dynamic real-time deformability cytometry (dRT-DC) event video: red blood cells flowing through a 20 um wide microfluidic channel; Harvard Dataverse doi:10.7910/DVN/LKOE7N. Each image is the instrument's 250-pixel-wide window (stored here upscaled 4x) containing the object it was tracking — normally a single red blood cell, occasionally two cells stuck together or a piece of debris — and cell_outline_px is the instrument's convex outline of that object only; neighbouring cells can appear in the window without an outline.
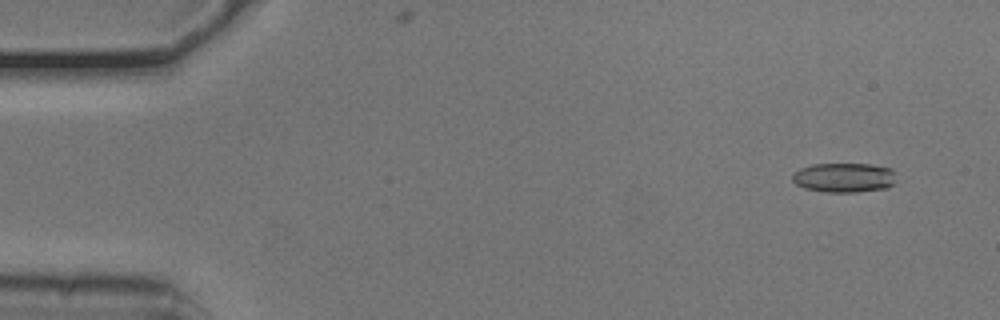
{"species": "common noctule bat (a hibernating species)", "species_latin": "Nyctalus noctula", "temperature_condition": "cold", "stored_images_in_passage": 54, "camera_frame_rate_fps": 3000, "um_per_image_px": 0.085, "animal": {"sex": "male", "body_mass_g": 20.5, "forearm_length_mm": 52.5}, "frame": {"image": 1, "passage_image": 4, "time_ms": 1.0, "image_size_px": [1000, 320], "cell_outline_px": [[896, 172], [892, 184], [888, 188], [856, 192], [824, 192], [804, 188], [796, 184], [792, 180], [792, 172], [800, 168], [812, 164], [872, 164], [892, 168]], "centroid_in_image_um": [71.73, 15.09], "position_along_channel_um": 13.3, "area_um2": 18.09}}
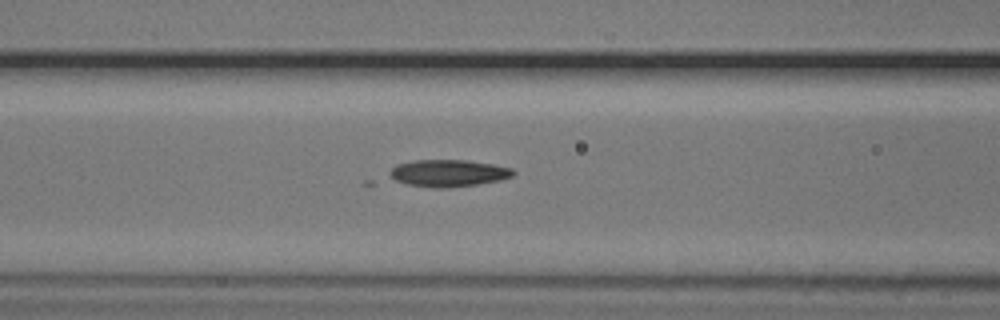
{"frame": {"image": 2, "passage_image": 22, "time_ms": 7.0, "image_size_px": [1000, 320], "cell_outline_px": [[516, 172], [512, 176], [500, 180], [476, 184], [448, 188], [436, 188], [364, 184], [364, 180], [396, 164], [412, 160], [468, 160], [492, 164], [512, 168]], "centroid_in_image_um": [37.39, 14.79], "position_along_channel_um": 129.2, "area_um2": 22.48}}
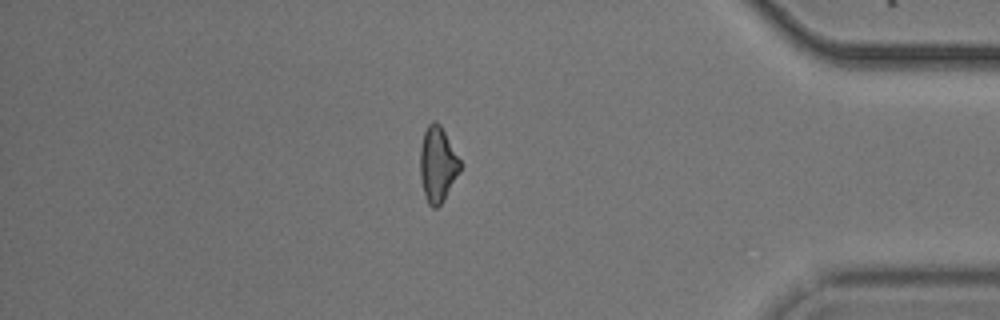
{"frame": {"image": 3, "passage_image": 46, "time_ms": 15.0, "image_size_px": [1000, 320], "cell_outline_px": [[460, 172], [444, 200], [436, 208], [432, 208], [428, 204], [420, 180], [420, 148], [424, 132], [428, 124], [432, 120], [436, 120], [440, 124], [460, 160]], "centroid_in_image_um": [37.18, 13.97], "position_along_channel_um": 398.0, "area_um2": 17.57}}